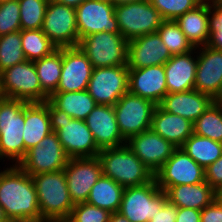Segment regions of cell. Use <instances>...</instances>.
Masks as SVG:
<instances>
[{"label":"cell","instance_id":"cell-42","mask_svg":"<svg viewBox=\"0 0 222 222\" xmlns=\"http://www.w3.org/2000/svg\"><path fill=\"white\" fill-rule=\"evenodd\" d=\"M200 222H222V197L220 195L201 210Z\"/></svg>","mask_w":222,"mask_h":222},{"label":"cell","instance_id":"cell-56","mask_svg":"<svg viewBox=\"0 0 222 222\" xmlns=\"http://www.w3.org/2000/svg\"><path fill=\"white\" fill-rule=\"evenodd\" d=\"M3 97L4 96H3L2 92H1V81H0V99L3 98Z\"/></svg>","mask_w":222,"mask_h":222},{"label":"cell","instance_id":"cell-48","mask_svg":"<svg viewBox=\"0 0 222 222\" xmlns=\"http://www.w3.org/2000/svg\"><path fill=\"white\" fill-rule=\"evenodd\" d=\"M109 222H130L126 217H124L119 212H114L111 214Z\"/></svg>","mask_w":222,"mask_h":222},{"label":"cell","instance_id":"cell-12","mask_svg":"<svg viewBox=\"0 0 222 222\" xmlns=\"http://www.w3.org/2000/svg\"><path fill=\"white\" fill-rule=\"evenodd\" d=\"M69 159L56 133L51 132L37 146L27 150L25 157L18 163V166L32 176L64 170Z\"/></svg>","mask_w":222,"mask_h":222},{"label":"cell","instance_id":"cell-22","mask_svg":"<svg viewBox=\"0 0 222 222\" xmlns=\"http://www.w3.org/2000/svg\"><path fill=\"white\" fill-rule=\"evenodd\" d=\"M128 92L159 105L168 93L164 65L129 69Z\"/></svg>","mask_w":222,"mask_h":222},{"label":"cell","instance_id":"cell-11","mask_svg":"<svg viewBox=\"0 0 222 222\" xmlns=\"http://www.w3.org/2000/svg\"><path fill=\"white\" fill-rule=\"evenodd\" d=\"M127 65L93 68L87 91L96 104L114 106L128 92Z\"/></svg>","mask_w":222,"mask_h":222},{"label":"cell","instance_id":"cell-36","mask_svg":"<svg viewBox=\"0 0 222 222\" xmlns=\"http://www.w3.org/2000/svg\"><path fill=\"white\" fill-rule=\"evenodd\" d=\"M26 60L21 45V30L0 36V73Z\"/></svg>","mask_w":222,"mask_h":222},{"label":"cell","instance_id":"cell-13","mask_svg":"<svg viewBox=\"0 0 222 222\" xmlns=\"http://www.w3.org/2000/svg\"><path fill=\"white\" fill-rule=\"evenodd\" d=\"M42 31L57 48L78 46L75 8L49 0Z\"/></svg>","mask_w":222,"mask_h":222},{"label":"cell","instance_id":"cell-27","mask_svg":"<svg viewBox=\"0 0 222 222\" xmlns=\"http://www.w3.org/2000/svg\"><path fill=\"white\" fill-rule=\"evenodd\" d=\"M150 129L177 148L181 147L194 133L191 121L179 115L168 113L159 105L154 110Z\"/></svg>","mask_w":222,"mask_h":222},{"label":"cell","instance_id":"cell-52","mask_svg":"<svg viewBox=\"0 0 222 222\" xmlns=\"http://www.w3.org/2000/svg\"><path fill=\"white\" fill-rule=\"evenodd\" d=\"M210 3H222V0H208Z\"/></svg>","mask_w":222,"mask_h":222},{"label":"cell","instance_id":"cell-54","mask_svg":"<svg viewBox=\"0 0 222 222\" xmlns=\"http://www.w3.org/2000/svg\"><path fill=\"white\" fill-rule=\"evenodd\" d=\"M3 222H19V221H16V220H13V219H7V220H5Z\"/></svg>","mask_w":222,"mask_h":222},{"label":"cell","instance_id":"cell-29","mask_svg":"<svg viewBox=\"0 0 222 222\" xmlns=\"http://www.w3.org/2000/svg\"><path fill=\"white\" fill-rule=\"evenodd\" d=\"M57 109L73 119L85 120L97 105L87 90L78 92H54L48 99Z\"/></svg>","mask_w":222,"mask_h":222},{"label":"cell","instance_id":"cell-30","mask_svg":"<svg viewBox=\"0 0 222 222\" xmlns=\"http://www.w3.org/2000/svg\"><path fill=\"white\" fill-rule=\"evenodd\" d=\"M124 187L103 174L92 186L87 203L103 208L110 213L118 212Z\"/></svg>","mask_w":222,"mask_h":222},{"label":"cell","instance_id":"cell-8","mask_svg":"<svg viewBox=\"0 0 222 222\" xmlns=\"http://www.w3.org/2000/svg\"><path fill=\"white\" fill-rule=\"evenodd\" d=\"M93 68L127 65L128 41L121 33L99 32L79 41Z\"/></svg>","mask_w":222,"mask_h":222},{"label":"cell","instance_id":"cell-19","mask_svg":"<svg viewBox=\"0 0 222 222\" xmlns=\"http://www.w3.org/2000/svg\"><path fill=\"white\" fill-rule=\"evenodd\" d=\"M126 145L155 174L177 148L151 129L130 137Z\"/></svg>","mask_w":222,"mask_h":222},{"label":"cell","instance_id":"cell-47","mask_svg":"<svg viewBox=\"0 0 222 222\" xmlns=\"http://www.w3.org/2000/svg\"><path fill=\"white\" fill-rule=\"evenodd\" d=\"M58 3L64 4L66 6L77 8L86 0H55Z\"/></svg>","mask_w":222,"mask_h":222},{"label":"cell","instance_id":"cell-34","mask_svg":"<svg viewBox=\"0 0 222 222\" xmlns=\"http://www.w3.org/2000/svg\"><path fill=\"white\" fill-rule=\"evenodd\" d=\"M194 134L222 143V106L214 101L193 123Z\"/></svg>","mask_w":222,"mask_h":222},{"label":"cell","instance_id":"cell-25","mask_svg":"<svg viewBox=\"0 0 222 222\" xmlns=\"http://www.w3.org/2000/svg\"><path fill=\"white\" fill-rule=\"evenodd\" d=\"M175 22L194 48L208 45L211 31V3L203 0Z\"/></svg>","mask_w":222,"mask_h":222},{"label":"cell","instance_id":"cell-6","mask_svg":"<svg viewBox=\"0 0 222 222\" xmlns=\"http://www.w3.org/2000/svg\"><path fill=\"white\" fill-rule=\"evenodd\" d=\"M115 16L120 33L127 41L157 32L164 21L149 0L116 3Z\"/></svg>","mask_w":222,"mask_h":222},{"label":"cell","instance_id":"cell-14","mask_svg":"<svg viewBox=\"0 0 222 222\" xmlns=\"http://www.w3.org/2000/svg\"><path fill=\"white\" fill-rule=\"evenodd\" d=\"M154 178L157 186L166 191L169 187L176 185L204 182L205 169L179 147L154 174Z\"/></svg>","mask_w":222,"mask_h":222},{"label":"cell","instance_id":"cell-40","mask_svg":"<svg viewBox=\"0 0 222 222\" xmlns=\"http://www.w3.org/2000/svg\"><path fill=\"white\" fill-rule=\"evenodd\" d=\"M111 214L103 208L81 202L74 205L69 219L72 222H109Z\"/></svg>","mask_w":222,"mask_h":222},{"label":"cell","instance_id":"cell-35","mask_svg":"<svg viewBox=\"0 0 222 222\" xmlns=\"http://www.w3.org/2000/svg\"><path fill=\"white\" fill-rule=\"evenodd\" d=\"M157 32L171 55L188 53L194 49L175 20H164Z\"/></svg>","mask_w":222,"mask_h":222},{"label":"cell","instance_id":"cell-20","mask_svg":"<svg viewBox=\"0 0 222 222\" xmlns=\"http://www.w3.org/2000/svg\"><path fill=\"white\" fill-rule=\"evenodd\" d=\"M172 55L158 32L142 35L128 41V69L164 65Z\"/></svg>","mask_w":222,"mask_h":222},{"label":"cell","instance_id":"cell-17","mask_svg":"<svg viewBox=\"0 0 222 222\" xmlns=\"http://www.w3.org/2000/svg\"><path fill=\"white\" fill-rule=\"evenodd\" d=\"M93 66L79 46L62 47V72L55 92L87 89Z\"/></svg>","mask_w":222,"mask_h":222},{"label":"cell","instance_id":"cell-55","mask_svg":"<svg viewBox=\"0 0 222 222\" xmlns=\"http://www.w3.org/2000/svg\"><path fill=\"white\" fill-rule=\"evenodd\" d=\"M217 102L222 106V95H221V97L217 100Z\"/></svg>","mask_w":222,"mask_h":222},{"label":"cell","instance_id":"cell-16","mask_svg":"<svg viewBox=\"0 0 222 222\" xmlns=\"http://www.w3.org/2000/svg\"><path fill=\"white\" fill-rule=\"evenodd\" d=\"M64 172L67 188L74 204L87 201L92 186L103 174L97 156L70 158Z\"/></svg>","mask_w":222,"mask_h":222},{"label":"cell","instance_id":"cell-2","mask_svg":"<svg viewBox=\"0 0 222 222\" xmlns=\"http://www.w3.org/2000/svg\"><path fill=\"white\" fill-rule=\"evenodd\" d=\"M37 192L41 222H54L69 218L74 207L64 170L31 176Z\"/></svg>","mask_w":222,"mask_h":222},{"label":"cell","instance_id":"cell-32","mask_svg":"<svg viewBox=\"0 0 222 222\" xmlns=\"http://www.w3.org/2000/svg\"><path fill=\"white\" fill-rule=\"evenodd\" d=\"M41 89L50 97L57 89L62 72V48L34 61Z\"/></svg>","mask_w":222,"mask_h":222},{"label":"cell","instance_id":"cell-53","mask_svg":"<svg viewBox=\"0 0 222 222\" xmlns=\"http://www.w3.org/2000/svg\"><path fill=\"white\" fill-rule=\"evenodd\" d=\"M125 1H136V0H116V3L125 2Z\"/></svg>","mask_w":222,"mask_h":222},{"label":"cell","instance_id":"cell-51","mask_svg":"<svg viewBox=\"0 0 222 222\" xmlns=\"http://www.w3.org/2000/svg\"><path fill=\"white\" fill-rule=\"evenodd\" d=\"M98 1H104V2L111 3V4H116V0H98Z\"/></svg>","mask_w":222,"mask_h":222},{"label":"cell","instance_id":"cell-28","mask_svg":"<svg viewBox=\"0 0 222 222\" xmlns=\"http://www.w3.org/2000/svg\"><path fill=\"white\" fill-rule=\"evenodd\" d=\"M51 132L48 100L43 103H28L25 106V124L23 130L25 155L27 150L37 146Z\"/></svg>","mask_w":222,"mask_h":222},{"label":"cell","instance_id":"cell-21","mask_svg":"<svg viewBox=\"0 0 222 222\" xmlns=\"http://www.w3.org/2000/svg\"><path fill=\"white\" fill-rule=\"evenodd\" d=\"M85 122L100 150L126 144L118 128L114 106L97 104Z\"/></svg>","mask_w":222,"mask_h":222},{"label":"cell","instance_id":"cell-31","mask_svg":"<svg viewBox=\"0 0 222 222\" xmlns=\"http://www.w3.org/2000/svg\"><path fill=\"white\" fill-rule=\"evenodd\" d=\"M180 148L204 169L222 156V143L194 133Z\"/></svg>","mask_w":222,"mask_h":222},{"label":"cell","instance_id":"cell-39","mask_svg":"<svg viewBox=\"0 0 222 222\" xmlns=\"http://www.w3.org/2000/svg\"><path fill=\"white\" fill-rule=\"evenodd\" d=\"M21 30L18 0L0 2V36Z\"/></svg>","mask_w":222,"mask_h":222},{"label":"cell","instance_id":"cell-24","mask_svg":"<svg viewBox=\"0 0 222 222\" xmlns=\"http://www.w3.org/2000/svg\"><path fill=\"white\" fill-rule=\"evenodd\" d=\"M214 101L209 95L193 89L167 93L159 106L168 113L179 115L194 123Z\"/></svg>","mask_w":222,"mask_h":222},{"label":"cell","instance_id":"cell-5","mask_svg":"<svg viewBox=\"0 0 222 222\" xmlns=\"http://www.w3.org/2000/svg\"><path fill=\"white\" fill-rule=\"evenodd\" d=\"M26 101L0 99V160L11 161L12 165L25 157L23 130L25 124Z\"/></svg>","mask_w":222,"mask_h":222},{"label":"cell","instance_id":"cell-1","mask_svg":"<svg viewBox=\"0 0 222 222\" xmlns=\"http://www.w3.org/2000/svg\"><path fill=\"white\" fill-rule=\"evenodd\" d=\"M0 205L8 219L41 222L33 179L18 165L0 171Z\"/></svg>","mask_w":222,"mask_h":222},{"label":"cell","instance_id":"cell-49","mask_svg":"<svg viewBox=\"0 0 222 222\" xmlns=\"http://www.w3.org/2000/svg\"><path fill=\"white\" fill-rule=\"evenodd\" d=\"M8 218L5 216L4 210L0 205V222L7 220Z\"/></svg>","mask_w":222,"mask_h":222},{"label":"cell","instance_id":"cell-3","mask_svg":"<svg viewBox=\"0 0 222 222\" xmlns=\"http://www.w3.org/2000/svg\"><path fill=\"white\" fill-rule=\"evenodd\" d=\"M52 132H55L69 158L96 157L101 151L85 120L73 119L48 100Z\"/></svg>","mask_w":222,"mask_h":222},{"label":"cell","instance_id":"cell-15","mask_svg":"<svg viewBox=\"0 0 222 222\" xmlns=\"http://www.w3.org/2000/svg\"><path fill=\"white\" fill-rule=\"evenodd\" d=\"M75 12L79 41L99 32L120 33L115 16V4L86 0L75 8Z\"/></svg>","mask_w":222,"mask_h":222},{"label":"cell","instance_id":"cell-38","mask_svg":"<svg viewBox=\"0 0 222 222\" xmlns=\"http://www.w3.org/2000/svg\"><path fill=\"white\" fill-rule=\"evenodd\" d=\"M163 20H176L187 11L194 9L203 0H149Z\"/></svg>","mask_w":222,"mask_h":222},{"label":"cell","instance_id":"cell-43","mask_svg":"<svg viewBox=\"0 0 222 222\" xmlns=\"http://www.w3.org/2000/svg\"><path fill=\"white\" fill-rule=\"evenodd\" d=\"M177 214L178 207L167 201L149 222H176Z\"/></svg>","mask_w":222,"mask_h":222},{"label":"cell","instance_id":"cell-44","mask_svg":"<svg viewBox=\"0 0 222 222\" xmlns=\"http://www.w3.org/2000/svg\"><path fill=\"white\" fill-rule=\"evenodd\" d=\"M201 211L192 208H178L176 222H200Z\"/></svg>","mask_w":222,"mask_h":222},{"label":"cell","instance_id":"cell-18","mask_svg":"<svg viewBox=\"0 0 222 222\" xmlns=\"http://www.w3.org/2000/svg\"><path fill=\"white\" fill-rule=\"evenodd\" d=\"M196 91L217 101L222 95V50L197 47Z\"/></svg>","mask_w":222,"mask_h":222},{"label":"cell","instance_id":"cell-4","mask_svg":"<svg viewBox=\"0 0 222 222\" xmlns=\"http://www.w3.org/2000/svg\"><path fill=\"white\" fill-rule=\"evenodd\" d=\"M102 173L124 188L151 182L154 174L125 144L120 147L102 149L97 155Z\"/></svg>","mask_w":222,"mask_h":222},{"label":"cell","instance_id":"cell-46","mask_svg":"<svg viewBox=\"0 0 222 222\" xmlns=\"http://www.w3.org/2000/svg\"><path fill=\"white\" fill-rule=\"evenodd\" d=\"M211 27H222V3H211Z\"/></svg>","mask_w":222,"mask_h":222},{"label":"cell","instance_id":"cell-37","mask_svg":"<svg viewBox=\"0 0 222 222\" xmlns=\"http://www.w3.org/2000/svg\"><path fill=\"white\" fill-rule=\"evenodd\" d=\"M21 30L42 29L49 0H18Z\"/></svg>","mask_w":222,"mask_h":222},{"label":"cell","instance_id":"cell-26","mask_svg":"<svg viewBox=\"0 0 222 222\" xmlns=\"http://www.w3.org/2000/svg\"><path fill=\"white\" fill-rule=\"evenodd\" d=\"M167 201L178 208H192L201 211L211 204L219 194L206 182L169 187L165 191Z\"/></svg>","mask_w":222,"mask_h":222},{"label":"cell","instance_id":"cell-23","mask_svg":"<svg viewBox=\"0 0 222 222\" xmlns=\"http://www.w3.org/2000/svg\"><path fill=\"white\" fill-rule=\"evenodd\" d=\"M196 69L197 48H194L188 53L172 55L164 64L168 93L193 90L195 86Z\"/></svg>","mask_w":222,"mask_h":222},{"label":"cell","instance_id":"cell-33","mask_svg":"<svg viewBox=\"0 0 222 222\" xmlns=\"http://www.w3.org/2000/svg\"><path fill=\"white\" fill-rule=\"evenodd\" d=\"M21 45L28 61L39 60L58 49L42 29L21 30Z\"/></svg>","mask_w":222,"mask_h":222},{"label":"cell","instance_id":"cell-7","mask_svg":"<svg viewBox=\"0 0 222 222\" xmlns=\"http://www.w3.org/2000/svg\"><path fill=\"white\" fill-rule=\"evenodd\" d=\"M1 92L5 98L28 103H43L49 96L41 89L34 61H24L0 73Z\"/></svg>","mask_w":222,"mask_h":222},{"label":"cell","instance_id":"cell-41","mask_svg":"<svg viewBox=\"0 0 222 222\" xmlns=\"http://www.w3.org/2000/svg\"><path fill=\"white\" fill-rule=\"evenodd\" d=\"M205 181L220 195L222 192V156L205 168Z\"/></svg>","mask_w":222,"mask_h":222},{"label":"cell","instance_id":"cell-50","mask_svg":"<svg viewBox=\"0 0 222 222\" xmlns=\"http://www.w3.org/2000/svg\"><path fill=\"white\" fill-rule=\"evenodd\" d=\"M54 222H72L69 218L60 219Z\"/></svg>","mask_w":222,"mask_h":222},{"label":"cell","instance_id":"cell-10","mask_svg":"<svg viewBox=\"0 0 222 222\" xmlns=\"http://www.w3.org/2000/svg\"><path fill=\"white\" fill-rule=\"evenodd\" d=\"M156 104L151 100L127 92L114 105L116 120L122 137H130L150 130Z\"/></svg>","mask_w":222,"mask_h":222},{"label":"cell","instance_id":"cell-45","mask_svg":"<svg viewBox=\"0 0 222 222\" xmlns=\"http://www.w3.org/2000/svg\"><path fill=\"white\" fill-rule=\"evenodd\" d=\"M208 46L216 50H222V27H211Z\"/></svg>","mask_w":222,"mask_h":222},{"label":"cell","instance_id":"cell-9","mask_svg":"<svg viewBox=\"0 0 222 222\" xmlns=\"http://www.w3.org/2000/svg\"><path fill=\"white\" fill-rule=\"evenodd\" d=\"M166 202L167 195L154 178L146 184L125 188L118 212L130 222H149Z\"/></svg>","mask_w":222,"mask_h":222}]
</instances>
